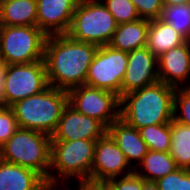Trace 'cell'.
Instances as JSON below:
<instances>
[{
	"instance_id": "obj_1",
	"label": "cell",
	"mask_w": 190,
	"mask_h": 190,
	"mask_svg": "<svg viewBox=\"0 0 190 190\" xmlns=\"http://www.w3.org/2000/svg\"><path fill=\"white\" fill-rule=\"evenodd\" d=\"M97 45L79 42L67 34L47 36L44 62L50 86L68 91L85 85Z\"/></svg>"
},
{
	"instance_id": "obj_2",
	"label": "cell",
	"mask_w": 190,
	"mask_h": 190,
	"mask_svg": "<svg viewBox=\"0 0 190 190\" xmlns=\"http://www.w3.org/2000/svg\"><path fill=\"white\" fill-rule=\"evenodd\" d=\"M176 89L162 81L120 97V118L140 129L149 125L171 123Z\"/></svg>"
},
{
	"instance_id": "obj_3",
	"label": "cell",
	"mask_w": 190,
	"mask_h": 190,
	"mask_svg": "<svg viewBox=\"0 0 190 190\" xmlns=\"http://www.w3.org/2000/svg\"><path fill=\"white\" fill-rule=\"evenodd\" d=\"M68 105L67 91L48 86L44 91L12 104L19 128L52 135Z\"/></svg>"
},
{
	"instance_id": "obj_4",
	"label": "cell",
	"mask_w": 190,
	"mask_h": 190,
	"mask_svg": "<svg viewBox=\"0 0 190 190\" xmlns=\"http://www.w3.org/2000/svg\"><path fill=\"white\" fill-rule=\"evenodd\" d=\"M51 136L43 132L18 128L0 147V159L35 170L49 177Z\"/></svg>"
},
{
	"instance_id": "obj_5",
	"label": "cell",
	"mask_w": 190,
	"mask_h": 190,
	"mask_svg": "<svg viewBox=\"0 0 190 190\" xmlns=\"http://www.w3.org/2000/svg\"><path fill=\"white\" fill-rule=\"evenodd\" d=\"M95 142L81 139L51 141L49 178L68 183L74 178L76 181L90 180Z\"/></svg>"
},
{
	"instance_id": "obj_6",
	"label": "cell",
	"mask_w": 190,
	"mask_h": 190,
	"mask_svg": "<svg viewBox=\"0 0 190 190\" xmlns=\"http://www.w3.org/2000/svg\"><path fill=\"white\" fill-rule=\"evenodd\" d=\"M117 23L101 0L79 2L67 35L73 40L98 47L109 45Z\"/></svg>"
},
{
	"instance_id": "obj_7",
	"label": "cell",
	"mask_w": 190,
	"mask_h": 190,
	"mask_svg": "<svg viewBox=\"0 0 190 190\" xmlns=\"http://www.w3.org/2000/svg\"><path fill=\"white\" fill-rule=\"evenodd\" d=\"M46 38L37 26H0V62L15 65L44 60Z\"/></svg>"
},
{
	"instance_id": "obj_8",
	"label": "cell",
	"mask_w": 190,
	"mask_h": 190,
	"mask_svg": "<svg viewBox=\"0 0 190 190\" xmlns=\"http://www.w3.org/2000/svg\"><path fill=\"white\" fill-rule=\"evenodd\" d=\"M49 86L44 60L29 64L5 65L3 105L44 91Z\"/></svg>"
},
{
	"instance_id": "obj_9",
	"label": "cell",
	"mask_w": 190,
	"mask_h": 190,
	"mask_svg": "<svg viewBox=\"0 0 190 190\" xmlns=\"http://www.w3.org/2000/svg\"><path fill=\"white\" fill-rule=\"evenodd\" d=\"M128 63V53L110 45L98 47L88 68L85 85L106 90L121 97V85Z\"/></svg>"
},
{
	"instance_id": "obj_10",
	"label": "cell",
	"mask_w": 190,
	"mask_h": 190,
	"mask_svg": "<svg viewBox=\"0 0 190 190\" xmlns=\"http://www.w3.org/2000/svg\"><path fill=\"white\" fill-rule=\"evenodd\" d=\"M67 94L71 107L107 128L120 118V97L115 93L82 85L68 90Z\"/></svg>"
},
{
	"instance_id": "obj_11",
	"label": "cell",
	"mask_w": 190,
	"mask_h": 190,
	"mask_svg": "<svg viewBox=\"0 0 190 190\" xmlns=\"http://www.w3.org/2000/svg\"><path fill=\"white\" fill-rule=\"evenodd\" d=\"M133 172L134 169L129 165L124 153L108 133L96 140L91 181L107 182L112 178L127 176Z\"/></svg>"
},
{
	"instance_id": "obj_12",
	"label": "cell",
	"mask_w": 190,
	"mask_h": 190,
	"mask_svg": "<svg viewBox=\"0 0 190 190\" xmlns=\"http://www.w3.org/2000/svg\"><path fill=\"white\" fill-rule=\"evenodd\" d=\"M106 133L107 127L103 123L79 113L68 104L51 135V141L97 140Z\"/></svg>"
},
{
	"instance_id": "obj_13",
	"label": "cell",
	"mask_w": 190,
	"mask_h": 190,
	"mask_svg": "<svg viewBox=\"0 0 190 190\" xmlns=\"http://www.w3.org/2000/svg\"><path fill=\"white\" fill-rule=\"evenodd\" d=\"M159 81L157 57L147 46L128 52L121 96Z\"/></svg>"
},
{
	"instance_id": "obj_14",
	"label": "cell",
	"mask_w": 190,
	"mask_h": 190,
	"mask_svg": "<svg viewBox=\"0 0 190 190\" xmlns=\"http://www.w3.org/2000/svg\"><path fill=\"white\" fill-rule=\"evenodd\" d=\"M77 0H37L36 26L46 35L67 34Z\"/></svg>"
},
{
	"instance_id": "obj_15",
	"label": "cell",
	"mask_w": 190,
	"mask_h": 190,
	"mask_svg": "<svg viewBox=\"0 0 190 190\" xmlns=\"http://www.w3.org/2000/svg\"><path fill=\"white\" fill-rule=\"evenodd\" d=\"M157 63L159 81L175 89L186 87L184 83H190V41L161 54Z\"/></svg>"
},
{
	"instance_id": "obj_16",
	"label": "cell",
	"mask_w": 190,
	"mask_h": 190,
	"mask_svg": "<svg viewBox=\"0 0 190 190\" xmlns=\"http://www.w3.org/2000/svg\"><path fill=\"white\" fill-rule=\"evenodd\" d=\"M107 133L124 153L129 165L136 169L148 152L147 145L138 129L119 118L107 128ZM132 161L137 163L134 164Z\"/></svg>"
},
{
	"instance_id": "obj_17",
	"label": "cell",
	"mask_w": 190,
	"mask_h": 190,
	"mask_svg": "<svg viewBox=\"0 0 190 190\" xmlns=\"http://www.w3.org/2000/svg\"><path fill=\"white\" fill-rule=\"evenodd\" d=\"M43 178L33 169L0 159V190H37Z\"/></svg>"
},
{
	"instance_id": "obj_18",
	"label": "cell",
	"mask_w": 190,
	"mask_h": 190,
	"mask_svg": "<svg viewBox=\"0 0 190 190\" xmlns=\"http://www.w3.org/2000/svg\"><path fill=\"white\" fill-rule=\"evenodd\" d=\"M149 20L139 19L134 22L117 24L109 45L116 50L131 52L147 46Z\"/></svg>"
},
{
	"instance_id": "obj_19",
	"label": "cell",
	"mask_w": 190,
	"mask_h": 190,
	"mask_svg": "<svg viewBox=\"0 0 190 190\" xmlns=\"http://www.w3.org/2000/svg\"><path fill=\"white\" fill-rule=\"evenodd\" d=\"M187 40L167 22L160 18L150 20L147 37V48L156 56L179 47Z\"/></svg>"
},
{
	"instance_id": "obj_20",
	"label": "cell",
	"mask_w": 190,
	"mask_h": 190,
	"mask_svg": "<svg viewBox=\"0 0 190 190\" xmlns=\"http://www.w3.org/2000/svg\"><path fill=\"white\" fill-rule=\"evenodd\" d=\"M37 0H3L0 26H36Z\"/></svg>"
},
{
	"instance_id": "obj_21",
	"label": "cell",
	"mask_w": 190,
	"mask_h": 190,
	"mask_svg": "<svg viewBox=\"0 0 190 190\" xmlns=\"http://www.w3.org/2000/svg\"><path fill=\"white\" fill-rule=\"evenodd\" d=\"M178 168L169 152L148 150L142 162L134 169V172L144 180L155 182L173 173ZM140 169L143 170L141 171Z\"/></svg>"
},
{
	"instance_id": "obj_22",
	"label": "cell",
	"mask_w": 190,
	"mask_h": 190,
	"mask_svg": "<svg viewBox=\"0 0 190 190\" xmlns=\"http://www.w3.org/2000/svg\"><path fill=\"white\" fill-rule=\"evenodd\" d=\"M170 155L179 168L190 170V127L171 121Z\"/></svg>"
},
{
	"instance_id": "obj_23",
	"label": "cell",
	"mask_w": 190,
	"mask_h": 190,
	"mask_svg": "<svg viewBox=\"0 0 190 190\" xmlns=\"http://www.w3.org/2000/svg\"><path fill=\"white\" fill-rule=\"evenodd\" d=\"M148 150L170 152L171 123L149 125L138 129Z\"/></svg>"
},
{
	"instance_id": "obj_24",
	"label": "cell",
	"mask_w": 190,
	"mask_h": 190,
	"mask_svg": "<svg viewBox=\"0 0 190 190\" xmlns=\"http://www.w3.org/2000/svg\"><path fill=\"white\" fill-rule=\"evenodd\" d=\"M160 19L190 41V3L163 6Z\"/></svg>"
},
{
	"instance_id": "obj_25",
	"label": "cell",
	"mask_w": 190,
	"mask_h": 190,
	"mask_svg": "<svg viewBox=\"0 0 190 190\" xmlns=\"http://www.w3.org/2000/svg\"><path fill=\"white\" fill-rule=\"evenodd\" d=\"M113 15L117 24L134 22L140 19L131 0H101Z\"/></svg>"
},
{
	"instance_id": "obj_26",
	"label": "cell",
	"mask_w": 190,
	"mask_h": 190,
	"mask_svg": "<svg viewBox=\"0 0 190 190\" xmlns=\"http://www.w3.org/2000/svg\"><path fill=\"white\" fill-rule=\"evenodd\" d=\"M173 120L190 127V87L176 88Z\"/></svg>"
},
{
	"instance_id": "obj_27",
	"label": "cell",
	"mask_w": 190,
	"mask_h": 190,
	"mask_svg": "<svg viewBox=\"0 0 190 190\" xmlns=\"http://www.w3.org/2000/svg\"><path fill=\"white\" fill-rule=\"evenodd\" d=\"M19 128L13 110L3 104H0V147Z\"/></svg>"
},
{
	"instance_id": "obj_28",
	"label": "cell",
	"mask_w": 190,
	"mask_h": 190,
	"mask_svg": "<svg viewBox=\"0 0 190 190\" xmlns=\"http://www.w3.org/2000/svg\"><path fill=\"white\" fill-rule=\"evenodd\" d=\"M141 19L154 20L161 16L163 5L161 0H131Z\"/></svg>"
},
{
	"instance_id": "obj_29",
	"label": "cell",
	"mask_w": 190,
	"mask_h": 190,
	"mask_svg": "<svg viewBox=\"0 0 190 190\" xmlns=\"http://www.w3.org/2000/svg\"><path fill=\"white\" fill-rule=\"evenodd\" d=\"M110 190H142L143 178L135 172L106 182Z\"/></svg>"
},
{
	"instance_id": "obj_30",
	"label": "cell",
	"mask_w": 190,
	"mask_h": 190,
	"mask_svg": "<svg viewBox=\"0 0 190 190\" xmlns=\"http://www.w3.org/2000/svg\"><path fill=\"white\" fill-rule=\"evenodd\" d=\"M65 185H66V180H59V179L44 177L39 182L37 186V190H60V187H61V190H72L70 187L65 186Z\"/></svg>"
},
{
	"instance_id": "obj_31",
	"label": "cell",
	"mask_w": 190,
	"mask_h": 190,
	"mask_svg": "<svg viewBox=\"0 0 190 190\" xmlns=\"http://www.w3.org/2000/svg\"><path fill=\"white\" fill-rule=\"evenodd\" d=\"M159 190H176L177 170L155 181Z\"/></svg>"
},
{
	"instance_id": "obj_32",
	"label": "cell",
	"mask_w": 190,
	"mask_h": 190,
	"mask_svg": "<svg viewBox=\"0 0 190 190\" xmlns=\"http://www.w3.org/2000/svg\"><path fill=\"white\" fill-rule=\"evenodd\" d=\"M176 190H190V170L185 168L177 169Z\"/></svg>"
},
{
	"instance_id": "obj_33",
	"label": "cell",
	"mask_w": 190,
	"mask_h": 190,
	"mask_svg": "<svg viewBox=\"0 0 190 190\" xmlns=\"http://www.w3.org/2000/svg\"><path fill=\"white\" fill-rule=\"evenodd\" d=\"M78 190H110L106 182H96L91 180L78 181Z\"/></svg>"
},
{
	"instance_id": "obj_34",
	"label": "cell",
	"mask_w": 190,
	"mask_h": 190,
	"mask_svg": "<svg viewBox=\"0 0 190 190\" xmlns=\"http://www.w3.org/2000/svg\"><path fill=\"white\" fill-rule=\"evenodd\" d=\"M4 81H5V64L0 62V104H3Z\"/></svg>"
},
{
	"instance_id": "obj_35",
	"label": "cell",
	"mask_w": 190,
	"mask_h": 190,
	"mask_svg": "<svg viewBox=\"0 0 190 190\" xmlns=\"http://www.w3.org/2000/svg\"><path fill=\"white\" fill-rule=\"evenodd\" d=\"M142 190H159L156 182L143 179Z\"/></svg>"
},
{
	"instance_id": "obj_36",
	"label": "cell",
	"mask_w": 190,
	"mask_h": 190,
	"mask_svg": "<svg viewBox=\"0 0 190 190\" xmlns=\"http://www.w3.org/2000/svg\"><path fill=\"white\" fill-rule=\"evenodd\" d=\"M163 6L190 3V0H161Z\"/></svg>"
},
{
	"instance_id": "obj_37",
	"label": "cell",
	"mask_w": 190,
	"mask_h": 190,
	"mask_svg": "<svg viewBox=\"0 0 190 190\" xmlns=\"http://www.w3.org/2000/svg\"><path fill=\"white\" fill-rule=\"evenodd\" d=\"M78 2H85V1H97V0H77Z\"/></svg>"
}]
</instances>
